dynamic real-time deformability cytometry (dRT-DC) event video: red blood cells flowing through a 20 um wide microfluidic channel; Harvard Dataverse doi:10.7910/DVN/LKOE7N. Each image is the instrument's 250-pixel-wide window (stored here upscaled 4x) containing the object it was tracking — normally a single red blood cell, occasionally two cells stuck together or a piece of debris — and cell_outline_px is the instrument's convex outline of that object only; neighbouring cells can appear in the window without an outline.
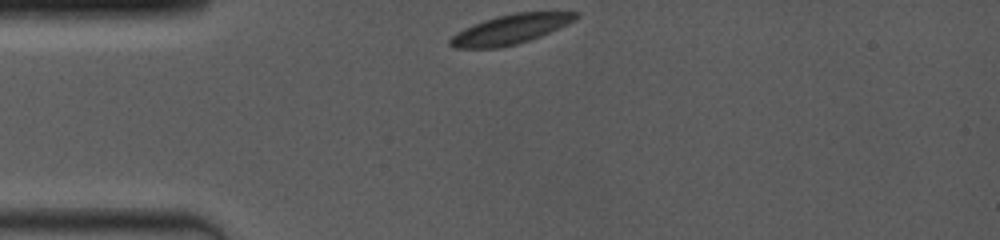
{"species": "common noctule bat (a hibernating species)", "species_latin": "Nyctalus noctula", "temperature_condition": "room temperature", "stored_images_in_passage": 28, "camera_frame_rate_fps": 4000, "um_per_image_px": 0.085, "animal": {"sex": "female", "body_mass_g": 19.0, "forearm_length_mm": 53.3}, "frame": {"image": 1, "passage_image": 1, "time_ms": 0.0, "image_size_px": [1000, 240], "cell_outline_px": [[580, 16], [576, 20], [540, 36], [516, 44], [500, 48], [452, 48], [448, 44], [448, 40], [456, 32], [464, 28], [484, 20], [496, 16], [516, 12], [580, 12]], "centroid_in_image_um": [43.36, 2.49], "position_along_channel_um": 41.6, "area_um2": 21.62}}
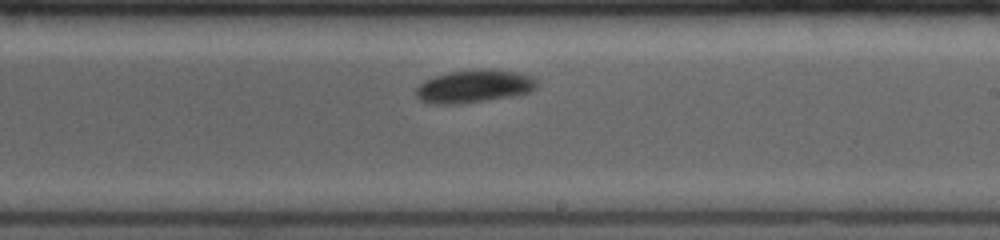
{"frame": {"image": 2, "passage_image": 16, "time_ms": 6.0, "image_size_px": [1000, 240], "cell_outline_px": [[540, 84], [536, 88], [528, 92], [512, 96], [460, 104], [436, 104], [420, 100], [416, 96], [416, 88], [424, 80], [448, 72], [480, 68], [488, 68], [516, 72], [532, 76]], "centroid_in_image_um": [40.31, 7.32], "position_along_channel_um": 248.7, "area_um2": 23.29}}
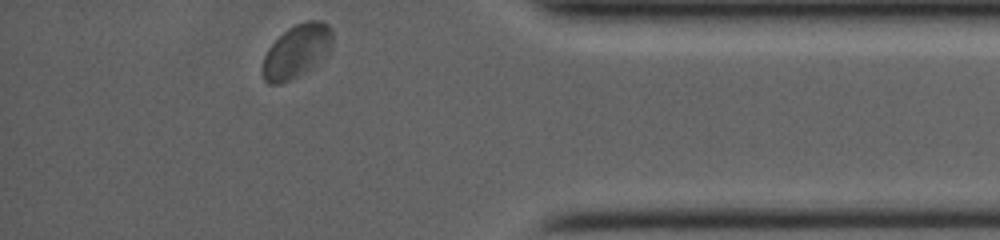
{"frame": {"image": 3, "passage_image": 28, "time_ms": 10.5, "image_size_px": [1000, 240], "cell_outline_px": [[332, 52], [324, 60], [312, 68], [280, 84], [268, 84], [264, 80], [264, 56], [268, 48], [288, 28], [296, 24], [308, 20], [320, 20], [328, 24], [332, 28]], "centroid_in_image_um": [25.3, 4.33], "position_along_channel_um": 409.9, "area_um2": 21.85}, "authors_computed_cell_mechanics": {"area_um2": 22.1085, "velocity_mm_per_s": 3.9016, "shape_relaxation_time_tau1_ms": 3.0426, "shape_relaxation_time_tau2_ms": null, "deformation_change_tau1": 0.0942, "deformation_change_tau2": null}}